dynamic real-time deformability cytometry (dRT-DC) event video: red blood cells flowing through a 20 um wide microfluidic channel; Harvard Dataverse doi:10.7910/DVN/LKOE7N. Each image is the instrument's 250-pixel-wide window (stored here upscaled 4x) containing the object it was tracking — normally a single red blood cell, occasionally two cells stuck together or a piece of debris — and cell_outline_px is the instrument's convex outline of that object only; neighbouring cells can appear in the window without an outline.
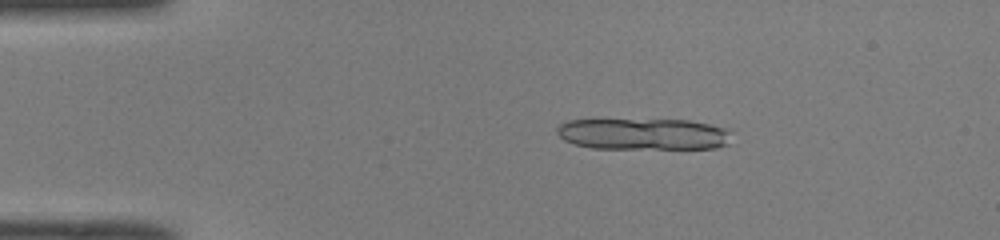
{"species": "common noctule bat (a hibernating species)", "species_latin": "Nyctalus noctula", "temperature_condition": "room temperature", "stored_images_in_passage": 36, "camera_frame_rate_fps": 3000, "um_per_image_px": 0.085, "animal": {"sex": "male", "body_mass_g": 19.0, "forearm_length_mm": 50.8}, "frame": {"image": 1, "passage_image": 9, "time_ms": 2.667, "image_size_px": [1000, 240], "cell_outline_px": [[732, 132], [728, 144], [716, 148], [592, 148], [576, 144], [564, 140], [556, 132], [556, 128], [560, 124], [568, 120], [688, 120], [732, 128]], "centroid_in_image_um": [54.75, 11.39], "position_along_channel_um": 30.2, "area_um2": 32.14}}
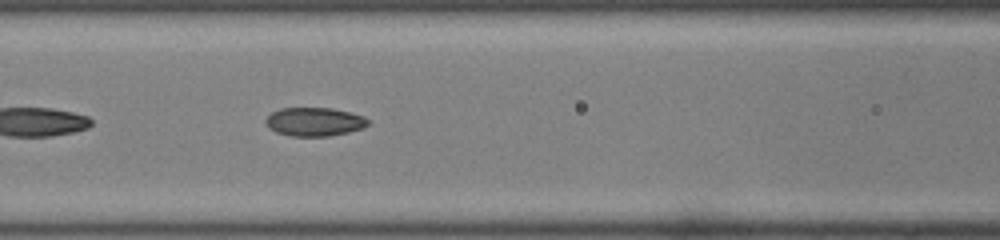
{"frame": {"image": 2, "passage_image": 22, "time_ms": 7.0, "image_size_px": [1000, 240], "cell_outline_px": [[368, 124], [364, 128], [348, 132], [328, 136], [292, 136], [276, 132], [268, 128], [264, 120], [272, 112], [280, 108], [332, 108], [364, 116], [368, 120]], "centroid_in_image_um": [26.71, 10.35], "position_along_channel_um": 139.9, "area_um2": 17.05}}
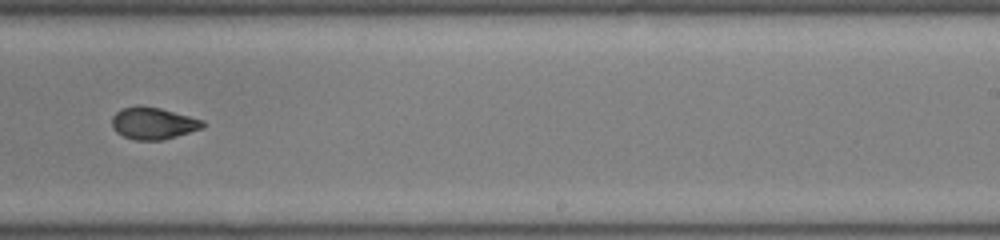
{"frame": {"image": 3, "passage_image": 32, "time_ms": 10.333, "image_size_px": [1000, 240], "cell_outline_px": [[204, 124], [200, 128], [164, 140], [136, 140], [124, 136], [116, 132], [112, 128], [112, 116], [120, 108], [140, 104], [160, 108], [204, 120]], "centroid_in_image_um": [12.96, 10.46], "position_along_channel_um": 276.0, "area_um2": 16.94}}